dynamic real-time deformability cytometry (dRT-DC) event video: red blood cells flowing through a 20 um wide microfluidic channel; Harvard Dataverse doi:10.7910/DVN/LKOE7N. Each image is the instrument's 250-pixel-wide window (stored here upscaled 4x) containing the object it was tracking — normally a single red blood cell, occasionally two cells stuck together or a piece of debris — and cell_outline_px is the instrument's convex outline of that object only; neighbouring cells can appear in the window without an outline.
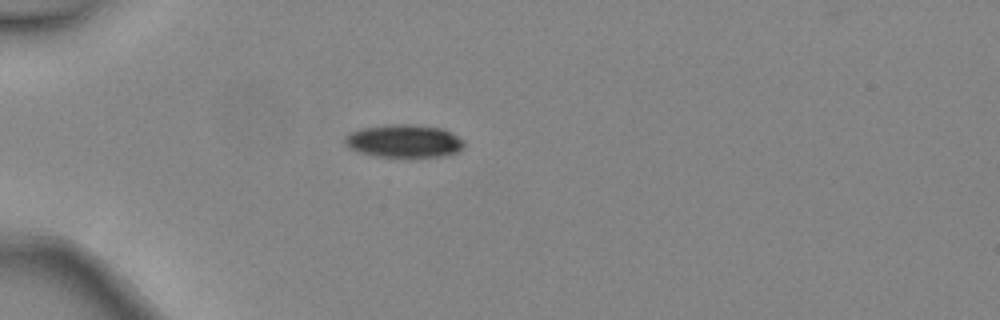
{"species": "common noctule bat (a hibernating species)", "species_latin": "Nyctalus noctula", "temperature_condition": "warm", "stored_images_in_passage": 2, "camera_frame_rate_fps": 3000, "um_per_image_px": 0.085, "animal": {"sex": "female", "body_mass_g": 24.6, "forearm_length_mm": 56.2}, "frame": {"image": 1, "passage_image": 1, "time_ms": 0.0, "image_size_px": [1000, 320], "cell_outline_px": [[464, 148], [460, 152], [444, 156], [376, 156], [360, 152], [344, 144], [344, 136], [360, 128], [388, 124], [416, 124], [444, 128], [464, 140]], "centroid_in_image_um": [34.39, 11.97], "position_along_channel_um": 50.6, "area_um2": 23.0}}